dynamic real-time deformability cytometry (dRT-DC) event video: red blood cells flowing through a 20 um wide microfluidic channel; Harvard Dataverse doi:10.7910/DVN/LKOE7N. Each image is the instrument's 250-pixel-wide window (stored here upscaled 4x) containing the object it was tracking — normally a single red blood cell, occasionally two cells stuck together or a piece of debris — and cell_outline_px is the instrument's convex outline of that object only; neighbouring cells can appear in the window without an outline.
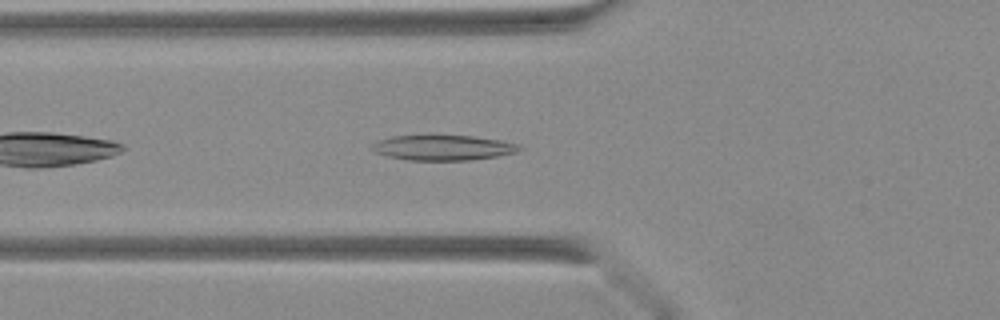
{"species": "Egyptian fruit bat (a non-hibernating species)", "species_latin": "Rousettus aegyptiacus", "temperature_condition": "warm", "stored_images_in_passage": 27, "camera_frame_rate_fps": 3000, "um_per_image_px": 0.085, "animal": {"sex": "female"}, "frame": {"image": 1, "passage_image": 4, "time_ms": 1.0, "image_size_px": [1000, 320], "cell_outline_px": [[524, 148], [516, 152], [496, 156], [468, 160], [408, 160], [388, 156], [376, 152], [368, 148], [372, 144], [380, 140], [392, 136], [428, 132], [472, 136], [500, 140], [520, 144]], "centroid_in_image_um": [37.62, 12.5], "position_along_channel_um": 88.2, "area_um2": 22.6}}
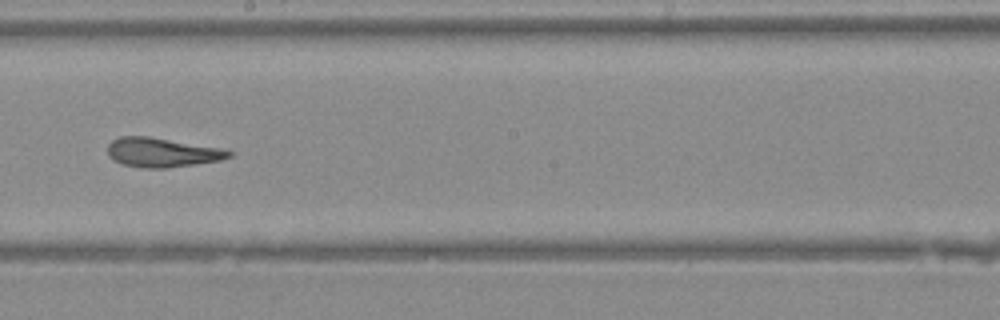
{"frame": {"image": 2, "passage_image": 13, "time_ms": 4.0, "image_size_px": [1000, 320], "cell_outline_px": [[232, 156], [220, 160], [196, 164], [168, 168], [140, 168], [120, 164], [112, 160], [108, 156], [108, 144], [112, 140], [120, 136], [148, 136], [220, 148], [232, 152]], "centroid_in_image_um": [13.71, 12.97], "position_along_channel_um": 234.5, "area_um2": 20.81}}
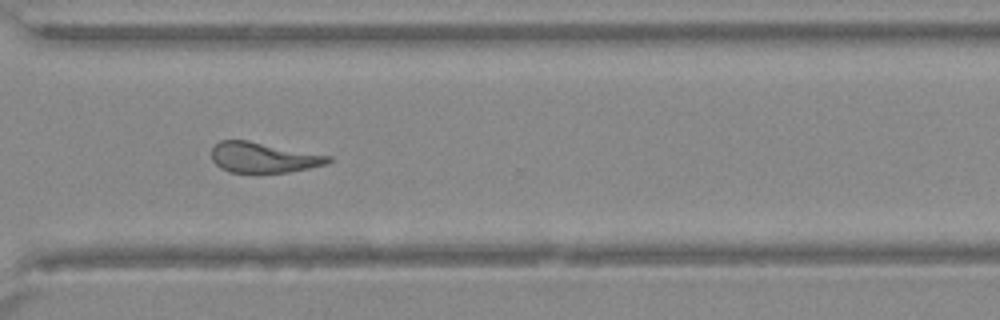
{"frame": {"image": 3, "passage_image": 20, "time_ms": 6.333, "image_size_px": [1000, 320], "cell_outline_px": [[332, 160], [328, 164], [288, 172], [228, 172], [220, 168], [212, 160], [212, 148], [220, 140], [248, 140], [332, 156]], "centroid_in_image_um": [22.39, 13.38], "position_along_channel_um": 348.2, "area_um2": 20.63}}